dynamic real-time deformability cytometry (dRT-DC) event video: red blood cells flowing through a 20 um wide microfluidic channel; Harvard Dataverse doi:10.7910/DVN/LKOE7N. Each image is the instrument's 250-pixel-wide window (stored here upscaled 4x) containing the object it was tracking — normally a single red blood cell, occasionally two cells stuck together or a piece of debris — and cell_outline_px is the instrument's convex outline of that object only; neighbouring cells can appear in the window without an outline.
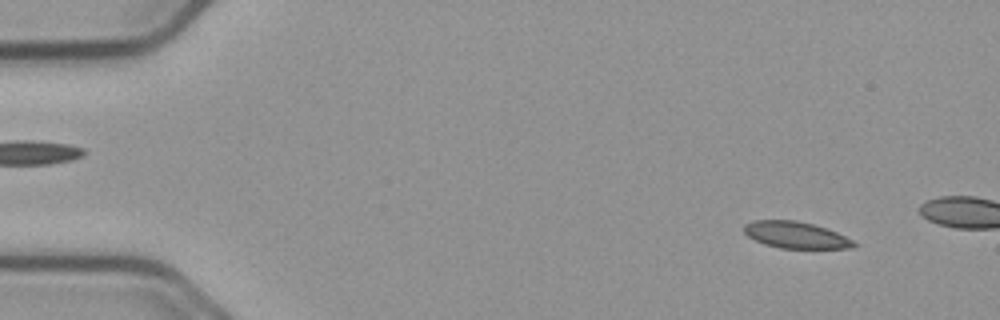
{"species": "common noctule bat (a hibernating species)", "species_latin": "Nyctalus noctula", "temperature_condition": "cold", "stored_images_in_passage": 14, "camera_frame_rate_fps": 3000, "um_per_image_px": 0.085, "animal": {"sex": "male", "body_mass_g": 23.1, "forearm_length_mm": 52.7}, "frame": {"image": 1, "passage_image": 5, "time_ms": 1.333, "image_size_px": [1000, 320], "cell_outline_px": [[860, 244], [852, 248], [780, 248], [764, 244], [748, 236], [744, 232], [744, 224], [752, 220], [796, 220], [812, 224], [836, 232]], "centroid_in_image_um": [67.63, 19.97], "position_along_channel_um": 17.4, "area_um2": 16.94}}